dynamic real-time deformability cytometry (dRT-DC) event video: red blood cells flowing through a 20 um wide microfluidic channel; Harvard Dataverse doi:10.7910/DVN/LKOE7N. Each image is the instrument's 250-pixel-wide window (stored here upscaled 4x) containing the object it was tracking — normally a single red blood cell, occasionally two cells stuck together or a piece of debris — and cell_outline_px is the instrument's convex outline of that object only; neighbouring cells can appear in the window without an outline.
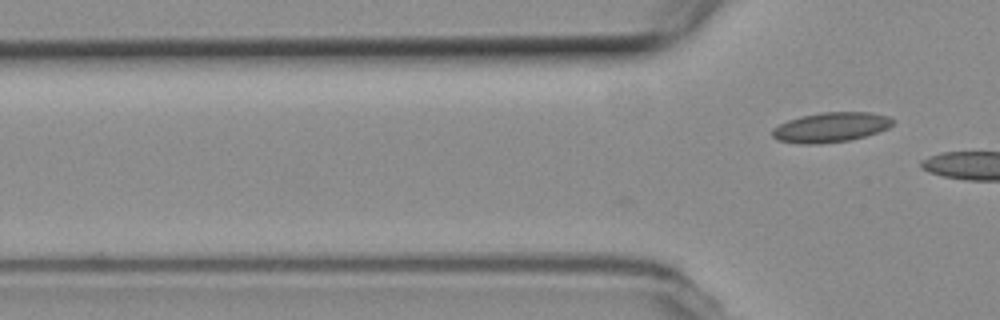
{"species": "common noctule bat (a hibernating species)", "species_latin": "Nyctalus noctula", "temperature_condition": "room temperature", "stored_images_in_passage": 4, "camera_frame_rate_fps": 3000, "um_per_image_px": 0.085, "animal": {"sex": "female", "body_mass_g": 19.3, "forearm_length_mm": 54.1}, "frame": {"image": 1, "passage_image": 4, "time_ms": 1.0, "image_size_px": [1000, 320], "cell_outline_px": [[896, 120], [888, 128], [852, 140], [820, 144], [800, 144], [776, 140], [772, 136], [772, 128], [788, 120], [820, 112], [872, 112], [888, 116]], "centroid_in_image_um": [70.61, 10.82], "position_along_channel_um": 55.2, "area_um2": 21.04}}